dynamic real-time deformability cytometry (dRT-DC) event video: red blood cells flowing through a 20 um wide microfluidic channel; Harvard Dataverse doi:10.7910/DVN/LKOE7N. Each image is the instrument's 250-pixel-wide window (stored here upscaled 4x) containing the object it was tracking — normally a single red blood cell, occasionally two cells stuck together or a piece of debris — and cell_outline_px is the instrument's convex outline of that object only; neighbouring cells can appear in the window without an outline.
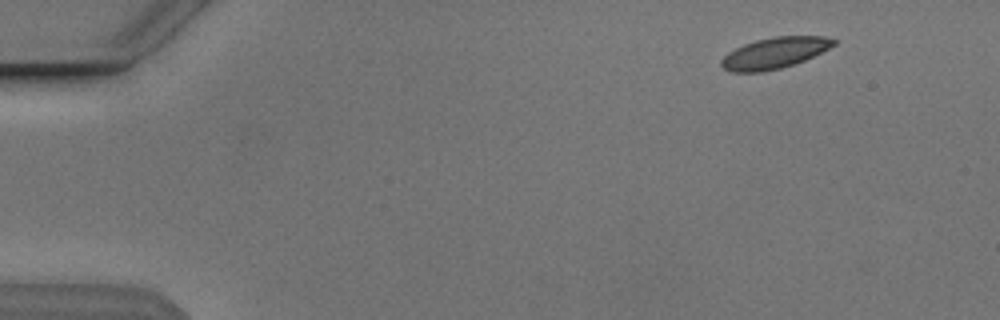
{"species": "Egyptian fruit bat (a non-hibernating species)", "species_latin": "Rousettus aegyptiacus", "temperature_condition": "cold", "stored_images_in_passage": 19, "camera_frame_rate_fps": 3000, "um_per_image_px": 0.085, "animal": {"sex": "male"}, "frame": {"image": 1, "passage_image": 1, "time_ms": 0.0, "image_size_px": [1000, 320], "cell_outline_px": [[836, 44], [804, 60], [780, 68], [760, 72], [732, 72], [724, 68], [720, 64], [720, 60], [728, 52], [744, 44], [756, 40], [772, 36], [824, 36], [836, 40]], "centroid_in_image_um": [65.8, 4.49], "position_along_channel_um": 19.2, "area_um2": 20.11}}
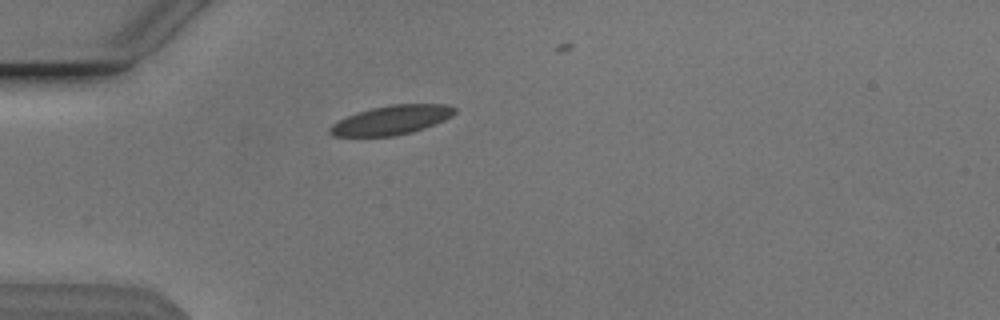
{"frame": {"image": 2, "passage_image": 11, "time_ms": 3.333, "image_size_px": [1000, 320], "cell_outline_px": [[456, 112], [452, 116], [444, 120], [424, 128], [412, 132], [392, 136], [332, 136], [328, 132], [328, 128], [332, 124], [356, 112], [372, 108], [392, 104], [444, 104], [456, 108]], "centroid_in_image_um": [33.27, 10.2], "position_along_channel_um": 51.7, "area_um2": 21.1}}
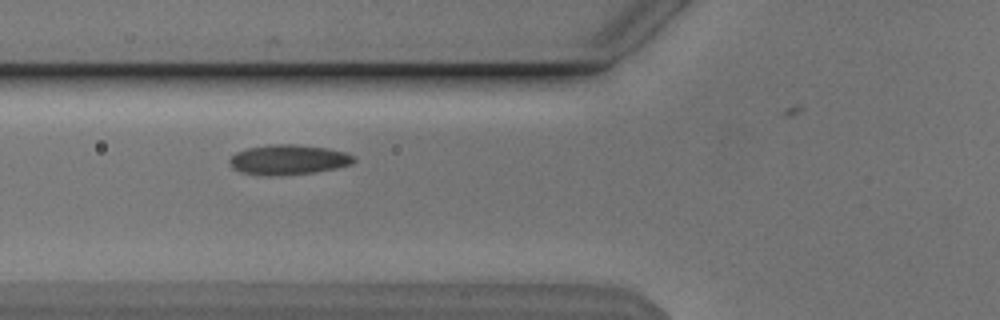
{"frame": {"image": 3, "passage_image": 16, "time_ms": 5.0, "image_size_px": [1000, 320], "cell_outline_px": [[356, 160], [352, 164], [336, 168], [312, 172], [272, 176], [264, 176], [240, 172], [232, 168], [228, 164], [228, 160], [236, 152], [248, 148], [268, 144], [296, 144], [328, 148], [344, 152], [356, 156]], "centroid_in_image_um": [24.49, 13.57], "position_along_channel_um": 101.3, "area_um2": 21.91}}